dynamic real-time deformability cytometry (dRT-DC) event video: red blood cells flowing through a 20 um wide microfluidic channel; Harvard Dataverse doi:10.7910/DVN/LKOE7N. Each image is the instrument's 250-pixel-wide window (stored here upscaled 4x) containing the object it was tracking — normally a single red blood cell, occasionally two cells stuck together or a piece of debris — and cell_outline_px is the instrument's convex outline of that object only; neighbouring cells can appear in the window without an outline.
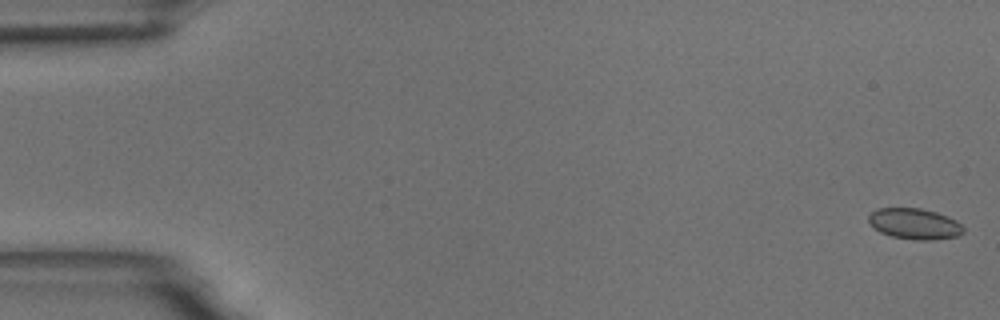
{"species": "common noctule bat (a hibernating species)", "species_latin": "Nyctalus noctula", "temperature_condition": "room temperature", "stored_images_in_passage": 55, "camera_frame_rate_fps": 3000, "um_per_image_px": 0.085, "animal": {"sex": "male", "body_mass_g": 18.8}, "frame": {"image": 1, "passage_image": 1, "time_ms": 0.0, "image_size_px": [1000, 320], "cell_outline_px": [[964, 232], [956, 236], [932, 240], [920, 240], [892, 236], [880, 232], [868, 220], [868, 216], [876, 208], [920, 208], [936, 212], [948, 216], [956, 220], [964, 228]], "centroid_in_image_um": [77.75, 19.01], "position_along_channel_um": 7.2, "area_um2": 16.88}}
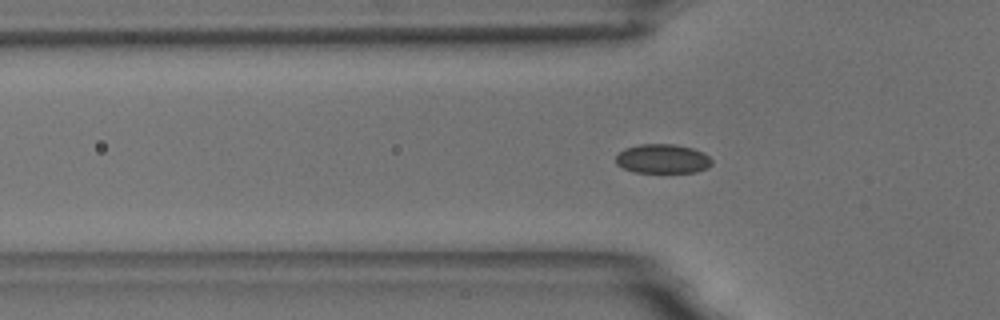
{"frame": {"image": 2, "passage_image": 18, "time_ms": 5.667, "image_size_px": [1000, 320], "cell_outline_px": [[712, 164], [708, 168], [696, 172], [636, 172], [624, 168], [616, 164], [616, 156], [624, 148], [640, 144], [676, 144], [692, 148], [704, 152], [712, 160]], "centroid_in_image_um": [56.34, 13.49], "position_along_channel_um": 69.5, "area_um2": 16.42}}
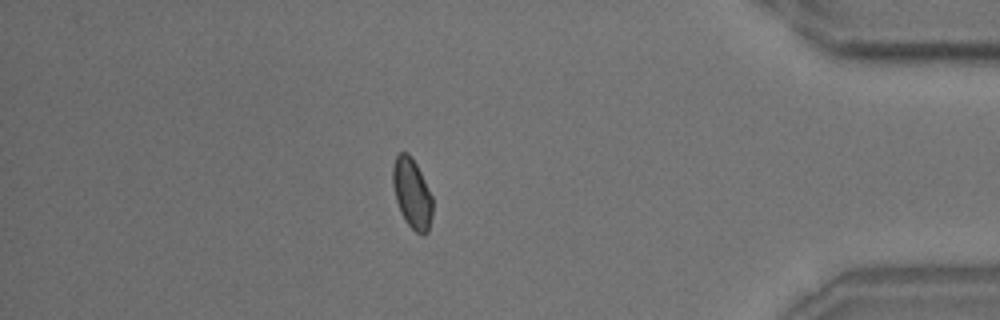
{"frame": {"image": 3, "passage_image": 48, "time_ms": 15.667, "image_size_px": [1000, 320], "cell_outline_px": [[432, 216], [428, 232], [424, 236], [420, 236], [408, 224], [400, 212], [396, 200], [392, 184], [392, 168], [396, 156], [400, 152], [408, 152], [412, 156], [432, 196]], "centroid_in_image_um": [35.01, 16.45], "position_along_channel_um": 400.2, "area_um2": 16.3}, "authors_computed_cell_mechanics": {"area_um2": 16.4152, "velocity_mm_per_s": 3.6729, "shape_relaxation_time_tau1_ms": 3.2576, "shape_relaxation_time_tau2_ms": 2.0643, "deformation_change_tau1": 0.0485, "deformation_change_tau2": 0.0351}}